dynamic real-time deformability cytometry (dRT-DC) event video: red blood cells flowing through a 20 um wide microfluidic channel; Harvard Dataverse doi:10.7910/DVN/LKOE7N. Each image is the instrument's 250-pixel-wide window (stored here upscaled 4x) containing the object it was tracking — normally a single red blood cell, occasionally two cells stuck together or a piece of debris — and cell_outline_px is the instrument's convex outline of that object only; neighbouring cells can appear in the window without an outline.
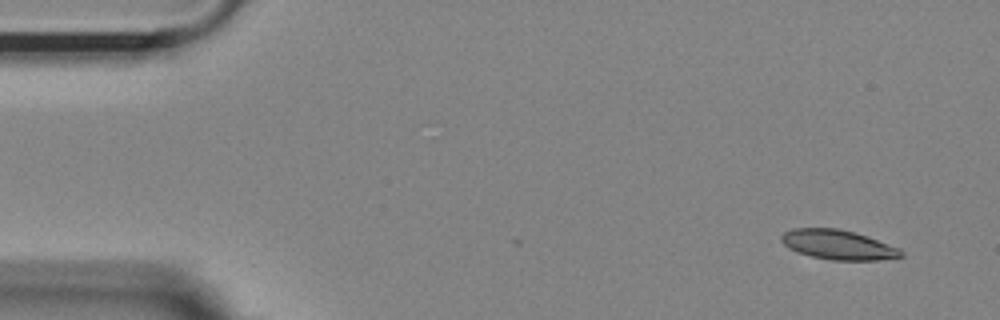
{"species": "Egyptian fruit bat (a non-hibernating species)", "species_latin": "Rousettus aegyptiacus", "temperature_condition": "room temperature", "stored_images_in_passage": 14, "camera_frame_rate_fps": 3000, "um_per_image_px": 0.085, "animal": {"sex": "female"}, "frame": {"image": 1, "passage_image": 1, "time_ms": 0.0, "image_size_px": [1000, 320], "cell_outline_px": [[904, 256], [876, 260], [832, 260], [812, 256], [796, 252], [788, 248], [780, 240], [780, 236], [784, 232], [792, 228], [840, 228], [868, 236], [900, 248], [904, 252]], "centroid_in_image_um": [71.23, 20.79], "position_along_channel_um": 13.8, "area_um2": 20.81}}